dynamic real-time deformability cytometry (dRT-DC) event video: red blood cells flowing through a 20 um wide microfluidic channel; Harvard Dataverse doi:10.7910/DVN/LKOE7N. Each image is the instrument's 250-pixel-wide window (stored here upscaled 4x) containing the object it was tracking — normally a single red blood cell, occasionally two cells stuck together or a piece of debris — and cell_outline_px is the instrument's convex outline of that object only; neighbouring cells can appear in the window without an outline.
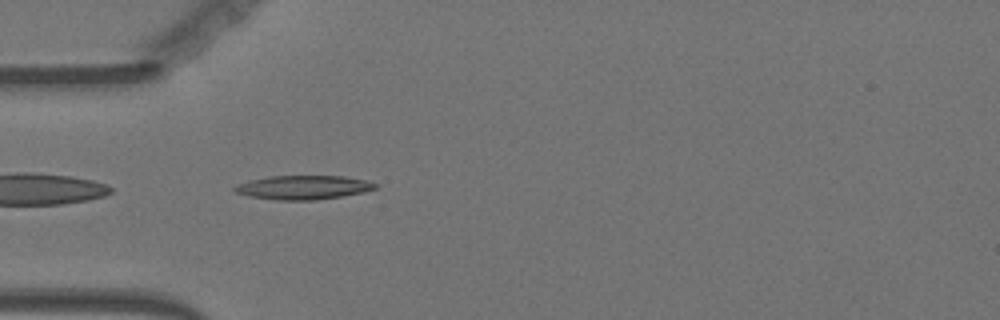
{"species": "Egyptian fruit bat (a non-hibernating species)", "species_latin": "Rousettus aegyptiacus", "temperature_condition": "warm", "stored_images_in_passage": 40, "camera_frame_rate_fps": 3000, "um_per_image_px": 0.085, "animal": {"sex": "female"}, "frame": {"image": 1, "passage_image": 1, "time_ms": 0.0, "image_size_px": [1000, 320], "cell_outline_px": [[376, 188], [364, 192], [316, 200], [276, 200], [248, 196], [236, 192], [232, 188], [236, 184], [248, 180], [268, 176], [344, 176], [364, 180], [376, 184]], "centroid_in_image_um": [25.71, 15.93], "position_along_channel_um": 59.3, "area_um2": 19.59}}
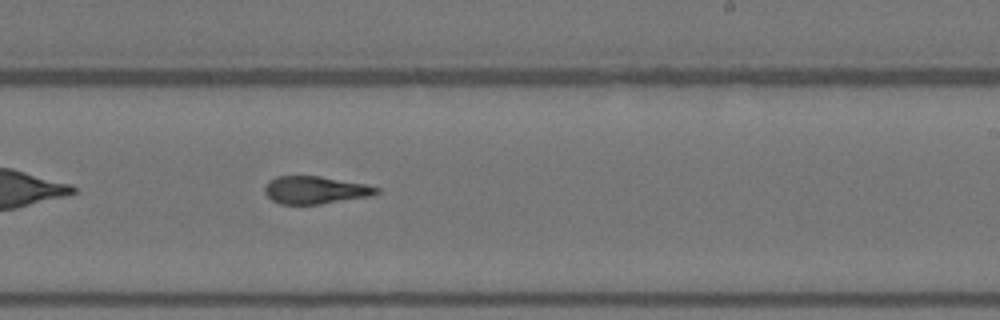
{"frame": {"image": 2, "passage_image": 18, "time_ms": 5.667, "image_size_px": [1000, 320], "cell_outline_px": [[380, 192], [372, 196], [320, 204], [280, 204], [272, 200], [264, 192], [264, 188], [268, 180], [276, 176], [320, 176], [364, 184], [380, 188]], "centroid_in_image_um": [26.79, 16.15], "position_along_channel_um": 262.2, "area_um2": 18.03}}
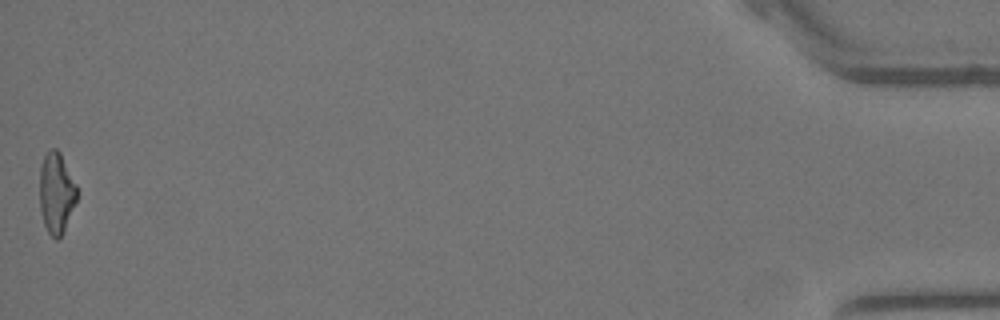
{"frame": {"image": 3, "passage_image": 40, "time_ms": 13.0, "image_size_px": [1000, 320], "cell_outline_px": [[76, 200], [64, 228], [60, 236], [56, 240], [48, 232], [44, 224], [40, 208], [40, 168], [44, 156], [52, 148], [56, 148], [60, 152], [76, 184]], "centroid_in_image_um": [4.77, 16.37], "position_along_channel_um": 430.4, "area_um2": 17.11}, "authors_computed_cell_mechanics": {"area_um2": 18.4093, "velocity_mm_per_s": 3.629, "shape_relaxation_time_tau1_ms": 4.3961, "shape_relaxation_time_tau2_ms": 2.1027, "deformation_change_tau1": 0.2127, "deformation_change_tau2": 0.1245}}